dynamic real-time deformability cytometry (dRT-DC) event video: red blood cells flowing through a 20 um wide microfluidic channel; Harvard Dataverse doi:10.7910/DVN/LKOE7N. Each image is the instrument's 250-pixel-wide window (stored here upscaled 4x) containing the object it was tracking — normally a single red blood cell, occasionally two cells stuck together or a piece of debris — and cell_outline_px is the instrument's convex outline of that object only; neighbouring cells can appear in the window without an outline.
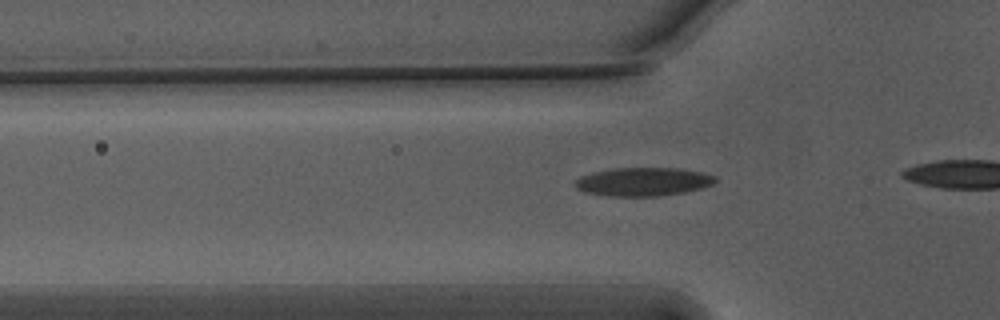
{"species": "Egyptian fruit bat (a non-hibernating species)", "species_latin": "Rousettus aegyptiacus", "temperature_condition": "warm", "stored_images_in_passage": 5, "camera_frame_rate_fps": 3000, "um_per_image_px": 0.085, "animal": {"sex": "male"}, "frame": {"image": 1, "passage_image": 2, "time_ms": 0.333, "image_size_px": [1000, 320], "cell_outline_px": [[716, 180], [712, 184], [700, 188], [684, 192], [656, 196], [608, 196], [584, 192], [576, 188], [572, 184], [580, 176], [592, 172], [616, 168], [680, 168], [700, 172], [716, 176]], "centroid_in_image_um": [54.62, 15.44], "position_along_channel_um": 71.2, "area_um2": 23.24}}